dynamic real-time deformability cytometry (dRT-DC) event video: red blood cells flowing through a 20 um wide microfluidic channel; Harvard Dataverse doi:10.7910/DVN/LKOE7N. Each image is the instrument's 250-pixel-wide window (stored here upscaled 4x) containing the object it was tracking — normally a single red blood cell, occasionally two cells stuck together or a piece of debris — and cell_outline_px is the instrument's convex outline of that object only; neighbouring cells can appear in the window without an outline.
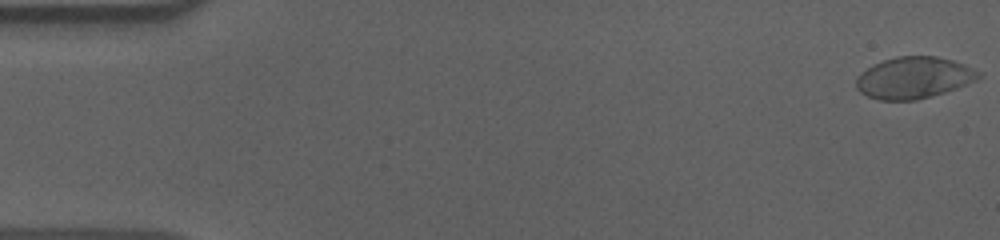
{"species": "human", "species_latin": "Homo sapiens", "temperature_condition": "cold", "stored_images_in_passage": 57, "camera_frame_rate_fps": 3000, "um_per_image_px": 0.085, "donor": {"sex": "male"}, "frame": {"image": 1, "passage_image": 1, "time_ms": 0.0, "image_size_px": [1000, 240], "cell_outline_px": [[980, 76], [976, 80], [956, 88], [932, 96], [916, 100], [880, 100], [868, 96], [860, 92], [856, 88], [856, 76], [872, 64], [896, 56], [936, 56], [952, 60], [964, 64], [980, 72]], "centroid_in_image_um": [77.64, 6.6], "position_along_channel_um": 7.4, "area_um2": 29.59}}
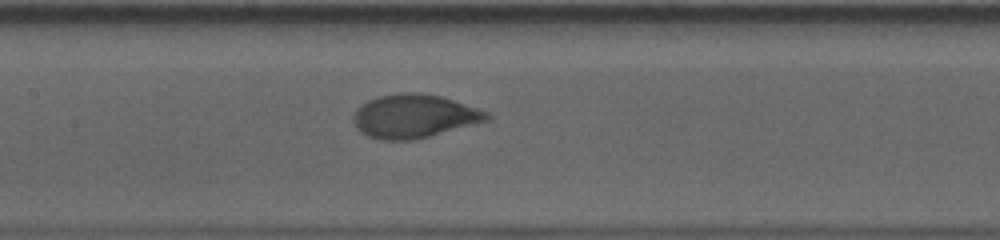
{"frame": {"image": 2, "passage_image": 27, "time_ms": 8.667, "image_size_px": [1000, 240], "cell_outline_px": [[492, 116], [488, 120], [416, 140], [380, 140], [368, 136], [360, 132], [356, 124], [356, 108], [368, 100], [380, 96], [400, 92], [420, 92], [440, 96], [488, 112]], "centroid_in_image_um": [35.21, 9.88], "position_along_channel_um": 172.2, "area_um2": 33.52}}
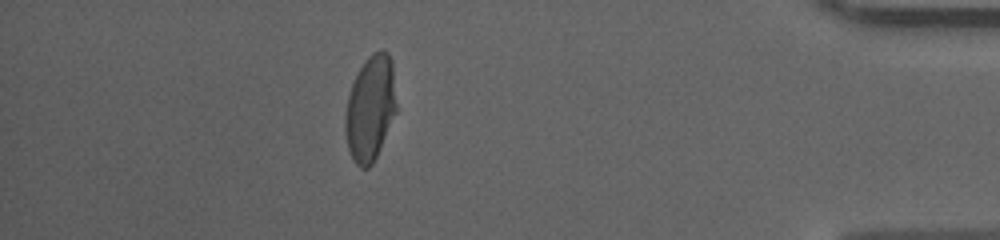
{"frame": {"image": 3, "passage_image": 50, "time_ms": 16.333, "image_size_px": [1000, 240], "cell_outline_px": [[396, 112], [376, 156], [372, 164], [368, 168], [360, 168], [356, 164], [348, 148], [344, 128], [344, 116], [348, 92], [364, 60], [372, 52], [388, 52], [392, 60], [396, 104]], "centroid_in_image_um": [31.45, 9.2], "position_along_channel_um": 403.7, "area_um2": 31.27}, "authors_computed_cell_mechanics": {"area_um2": 32.079, "velocity_mm_per_s": 3.6216, "shape_relaxation_time_tau1_ms": 3.4546, "shape_relaxation_time_tau2_ms": null, "deformation_change_tau1": 0.1706, "deformation_change_tau2": null}}